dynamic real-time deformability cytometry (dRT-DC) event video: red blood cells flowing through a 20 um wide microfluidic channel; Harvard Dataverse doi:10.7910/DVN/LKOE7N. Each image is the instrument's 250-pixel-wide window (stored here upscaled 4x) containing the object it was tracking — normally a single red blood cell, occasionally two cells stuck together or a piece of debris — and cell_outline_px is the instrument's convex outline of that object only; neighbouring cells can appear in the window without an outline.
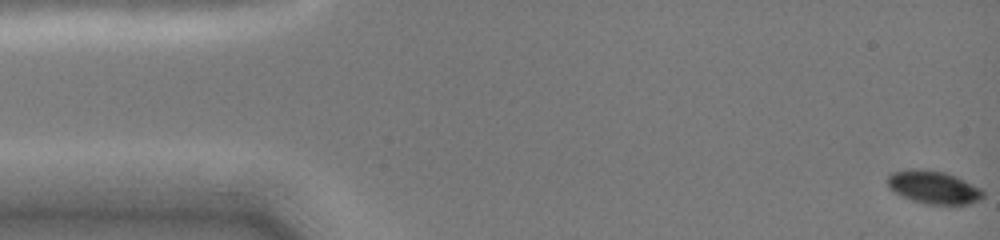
{"species": "common noctule bat (a hibernating species)", "species_latin": "Nyctalus noctula", "temperature_condition": "cold", "stored_images_in_passage": 30, "camera_frame_rate_fps": 3000, "um_per_image_px": 0.085, "animal": {"sex": "female", "body_mass_g": 19.0, "forearm_length_mm": 51.5}, "frame": {"image": 1, "passage_image": 1, "time_ms": 0.0, "image_size_px": [1000, 240], "cell_outline_px": [[984, 196], [980, 200], [968, 204], [924, 204], [912, 200], [896, 192], [888, 184], [888, 176], [892, 172], [912, 168], [944, 172], [956, 176], [980, 188], [984, 192]], "centroid_in_image_um": [79.38, 15.92], "position_along_channel_um": 5.6, "area_um2": 18.09}}
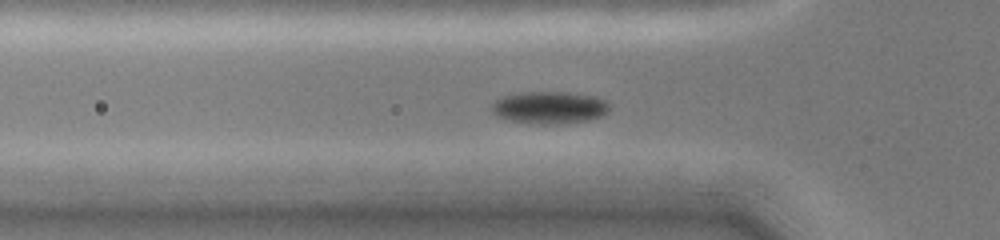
{"frame": {"image": 2, "passage_image": 16, "time_ms": 5.0, "image_size_px": [1000, 240], "cell_outline_px": [[608, 112], [600, 116], [588, 120], [560, 124], [540, 124], [504, 120], [496, 116], [488, 108], [500, 96], [520, 92], [568, 92], [596, 96], [604, 100], [608, 104]], "centroid_in_image_um": [46.63, 9.14], "position_along_channel_um": 79.2, "area_um2": 22.48}}
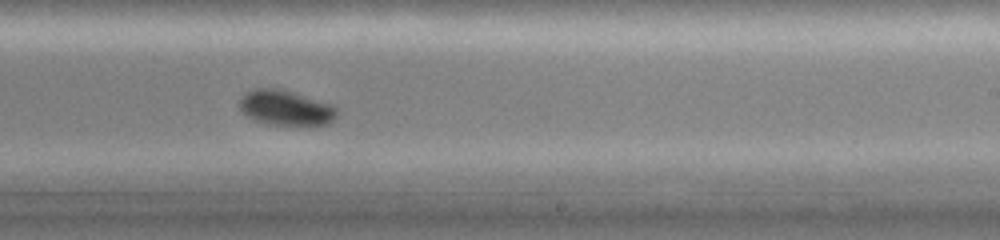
{"frame": {"image": 3, "passage_image": 29, "time_ms": 9.667, "image_size_px": [1000, 240], "cell_outline_px": [[340, 112], [328, 124], [264, 124], [252, 120], [236, 104], [248, 92], [256, 88], [276, 88], [292, 92], [336, 104]], "centroid_in_image_um": [24.33, 9.16], "position_along_channel_um": 264.7, "area_um2": 20.0}}